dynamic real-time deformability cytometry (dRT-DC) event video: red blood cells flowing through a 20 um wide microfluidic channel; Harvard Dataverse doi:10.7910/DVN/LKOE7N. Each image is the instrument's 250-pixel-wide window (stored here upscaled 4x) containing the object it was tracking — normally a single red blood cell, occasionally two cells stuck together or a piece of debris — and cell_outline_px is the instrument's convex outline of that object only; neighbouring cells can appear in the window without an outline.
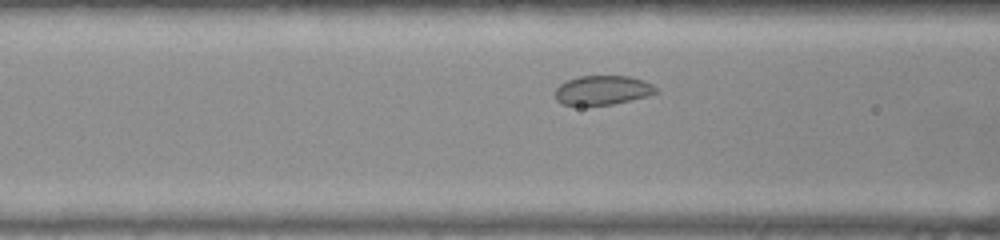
{"species": "common noctule bat (a hibernating species)", "species_latin": "Nyctalus noctula", "temperature_condition": "warm", "stored_images_in_passage": 37, "camera_frame_rate_fps": 3000, "um_per_image_px": 0.085, "animal": {"sex": "female", "body_mass_g": 22.0, "forearm_length_mm": 56.7}, "frame": {"image": 1, "passage_image": 4, "time_ms": 1.0, "image_size_px": [1000, 240], "cell_outline_px": [[660, 92], [648, 96], [612, 104], [564, 104], [556, 100], [556, 88], [560, 84], [568, 80], [580, 76], [628, 76], [644, 80], [652, 84]], "centroid_in_image_um": [51.27, 7.65], "position_along_channel_um": 115.3, "area_um2": 16.94}}
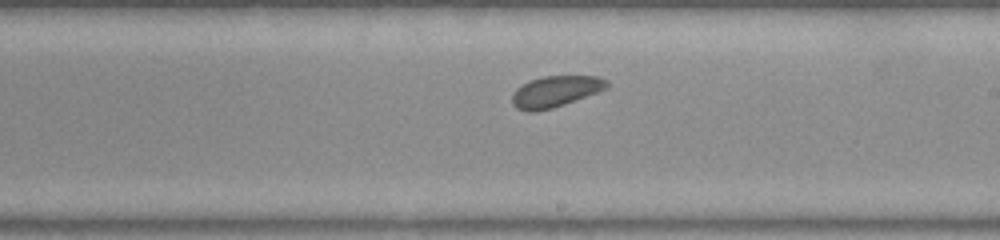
{"frame": {"image": 2, "passage_image": 14, "time_ms": 4.333, "image_size_px": [1000, 240], "cell_outline_px": [[608, 88], [564, 104], [552, 108], [536, 112], [524, 112], [516, 108], [512, 104], [512, 92], [516, 88], [528, 80], [544, 76], [596, 76], [608, 80]], "centroid_in_image_um": [47.16, 7.78], "position_along_channel_um": 241.8, "area_um2": 17.34}}
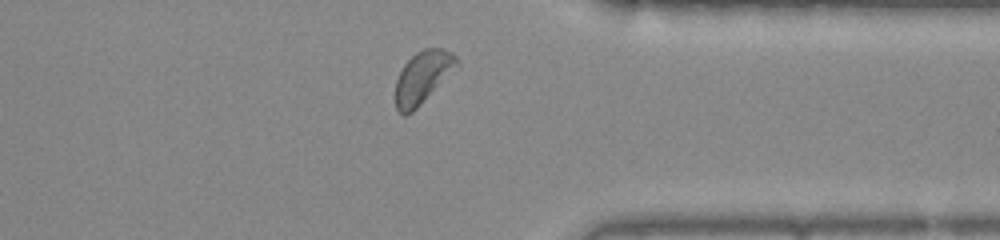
{"frame": {"image": 3, "passage_image": 25, "time_ms": 8.0, "image_size_px": [1000, 240], "cell_outline_px": [[460, 64], [412, 112], [404, 116], [396, 108], [396, 80], [404, 64], [416, 52], [424, 48], [444, 48], [452, 52], [460, 60]], "centroid_in_image_um": [35.95, 6.53], "position_along_channel_um": 375.5, "area_um2": 18.44}}